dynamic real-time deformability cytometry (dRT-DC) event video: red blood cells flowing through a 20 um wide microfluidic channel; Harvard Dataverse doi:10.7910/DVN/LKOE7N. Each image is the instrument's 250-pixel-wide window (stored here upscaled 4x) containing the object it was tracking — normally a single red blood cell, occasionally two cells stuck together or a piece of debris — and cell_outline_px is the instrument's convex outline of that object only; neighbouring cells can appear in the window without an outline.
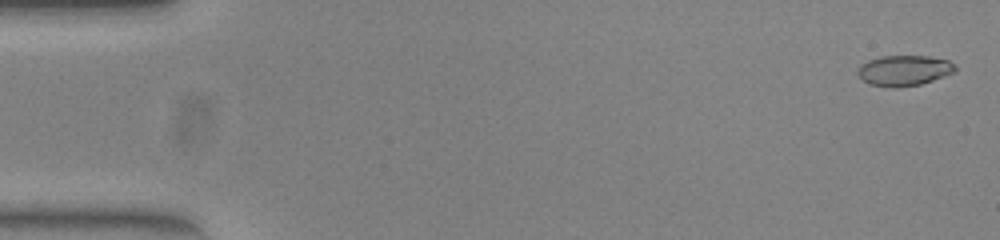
{"species": "common noctule bat (a hibernating species)", "species_latin": "Nyctalus noctula", "temperature_condition": "warm", "stored_images_in_passage": 53, "camera_frame_rate_fps": 3000, "um_per_image_px": 0.085, "animal": {"sex": "female", "body_mass_g": 23.0, "forearm_length_mm": 53.4}, "frame": {"image": 1, "passage_image": 2, "time_ms": 0.333, "image_size_px": [1000, 240], "cell_outline_px": [[956, 72], [920, 84], [892, 88], [872, 84], [864, 80], [856, 72], [868, 60], [880, 56], [928, 56], [948, 60], [956, 64]], "centroid_in_image_um": [76.9, 5.98], "position_along_channel_um": 8.1, "area_um2": 17.11}}
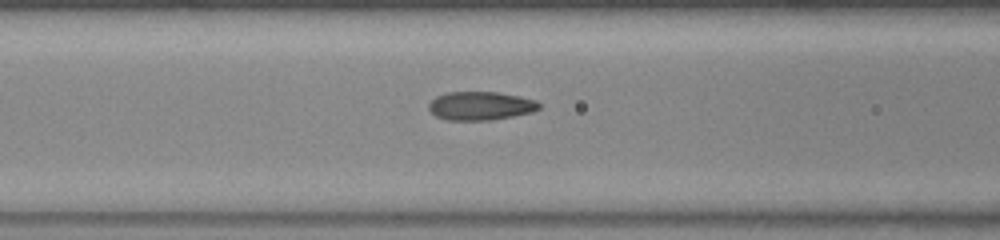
{"frame": {"image": 2, "passage_image": 22, "time_ms": 7.0, "image_size_px": [1000, 240], "cell_outline_px": [[540, 108], [532, 112], [512, 116], [488, 120], [448, 120], [436, 116], [428, 108], [428, 104], [436, 96], [448, 92], [496, 92], [520, 96], [536, 100], [540, 104]], "centroid_in_image_um": [40.84, 8.99], "position_along_channel_um": 125.8, "area_um2": 18.26}}
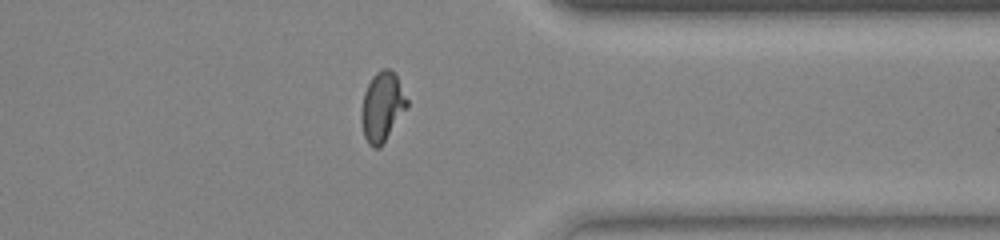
{"frame": {"image": 3, "passage_image": 42, "time_ms": 13.667, "image_size_px": [1000, 240], "cell_outline_px": [[408, 104], [380, 148], [372, 148], [368, 144], [364, 136], [360, 120], [360, 112], [364, 92], [372, 76], [376, 72], [384, 68], [388, 68], [396, 76], [408, 100]], "centroid_in_image_um": [32.44, 9.09], "position_along_channel_um": 379.0, "area_um2": 18.26}, "authors_computed_cell_mechanics": {"area_um2": 18.0336, "velocity_mm_per_s": 3.922, "shape_relaxation_time_tau1_ms": 6.3524, "shape_relaxation_time_tau2_ms": 0.701, "deformation_change_tau1": 0.2664, "deformation_change_tau2": 0.0635}}